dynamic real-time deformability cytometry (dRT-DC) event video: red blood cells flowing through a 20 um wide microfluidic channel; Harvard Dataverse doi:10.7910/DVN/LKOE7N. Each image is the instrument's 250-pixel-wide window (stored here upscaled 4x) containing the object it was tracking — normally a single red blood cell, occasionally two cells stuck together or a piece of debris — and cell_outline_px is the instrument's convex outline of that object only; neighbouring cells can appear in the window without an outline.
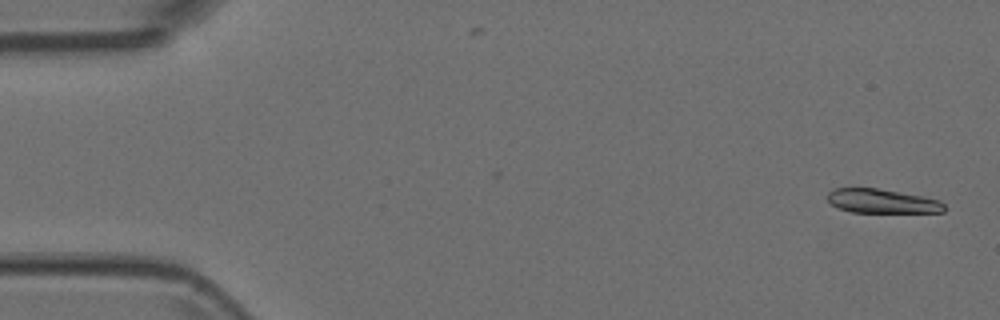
{"species": "Egyptian fruit bat (a non-hibernating species)", "species_latin": "Rousettus aegyptiacus", "temperature_condition": "room temperature", "stored_images_in_passage": 11, "camera_frame_rate_fps": 3000, "um_per_image_px": 0.085, "animal": {"sex": "female"}, "frame": {"image": 1, "passage_image": 1, "time_ms": 0.0, "image_size_px": [1000, 320], "cell_outline_px": [[944, 212], [852, 212], [840, 208], [832, 204], [828, 200], [828, 192], [832, 188], [876, 188], [924, 196], [940, 200], [944, 204]], "centroid_in_image_um": [74.98, 17.09], "position_along_channel_um": 10.0, "area_um2": 16.3}}